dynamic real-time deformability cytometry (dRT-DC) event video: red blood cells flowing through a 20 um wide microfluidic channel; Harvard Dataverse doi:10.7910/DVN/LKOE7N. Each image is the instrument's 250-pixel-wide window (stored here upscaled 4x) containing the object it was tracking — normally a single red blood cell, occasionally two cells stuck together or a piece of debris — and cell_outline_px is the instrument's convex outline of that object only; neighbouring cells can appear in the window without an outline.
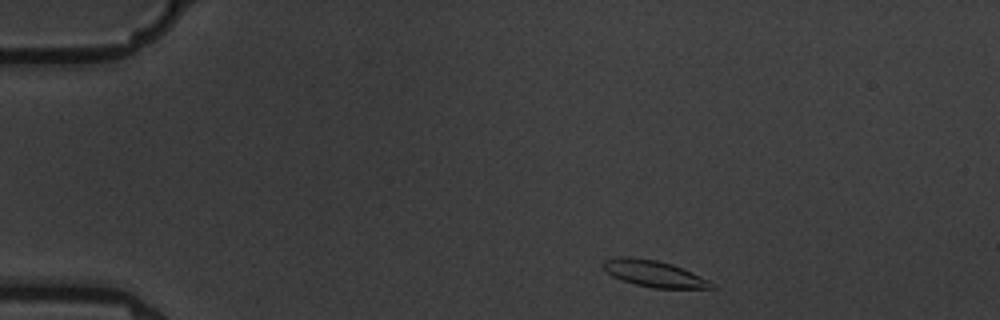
{"species": "common noctule bat (a hibernating species)", "species_latin": "Nyctalus noctula", "temperature_condition": "warm", "stored_images_in_passage": 3, "camera_frame_rate_fps": 3000, "um_per_image_px": 0.085, "animal": {"sex": "male", "body_mass_g": 19.5, "forearm_length_mm": 54.6}, "frame": {"image": 1, "passage_image": 1, "time_ms": 0.0, "image_size_px": [1000, 320], "cell_outline_px": [[716, 288], [652, 288], [636, 284], [612, 276], [600, 264], [604, 260], [620, 256], [632, 256], [656, 260], [672, 264], [692, 272], [716, 284]], "centroid_in_image_um": [55.59, 23.25], "position_along_channel_um": 29.4, "area_um2": 16.65}}